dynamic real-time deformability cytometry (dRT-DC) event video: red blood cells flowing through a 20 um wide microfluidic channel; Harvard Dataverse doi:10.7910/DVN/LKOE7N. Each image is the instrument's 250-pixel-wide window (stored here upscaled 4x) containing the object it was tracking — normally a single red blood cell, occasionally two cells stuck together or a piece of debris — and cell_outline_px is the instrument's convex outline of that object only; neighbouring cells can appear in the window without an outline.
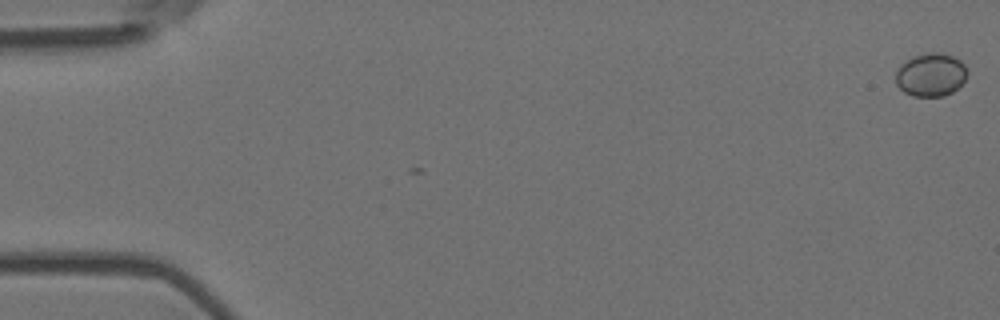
{"species": "Egyptian fruit bat (a non-hibernating species)", "species_latin": "Rousettus aegyptiacus", "temperature_condition": "room temperature", "stored_images_in_passage": 56, "camera_frame_rate_fps": 3000, "um_per_image_px": 0.085, "animal": {"sex": "female"}, "frame": {"image": 1, "passage_image": 1, "time_ms": 0.0, "image_size_px": [1000, 320], "cell_outline_px": [[968, 72], [964, 80], [952, 92], [944, 96], [912, 96], [904, 92], [896, 84], [896, 72], [900, 64], [916, 56], [928, 52], [936, 52], [952, 56], [960, 60], [964, 64]], "centroid_in_image_um": [79.11, 6.36], "position_along_channel_um": 5.9, "area_um2": 17.86}}
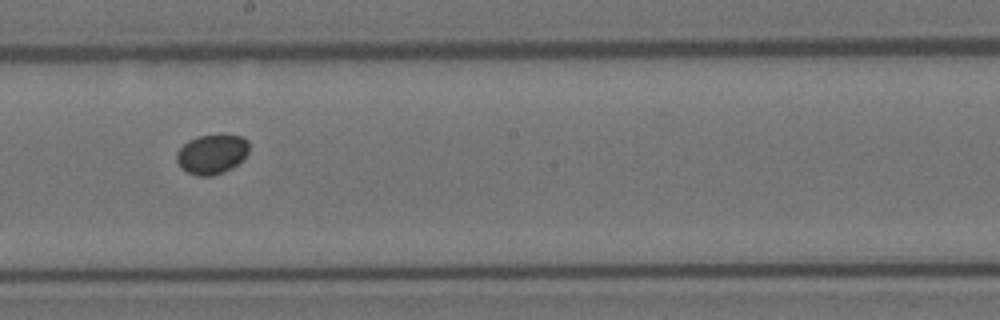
{"frame": {"image": 2, "passage_image": 32, "time_ms": 10.333, "image_size_px": [1000, 320], "cell_outline_px": [[248, 152], [232, 168], [224, 172], [212, 176], [200, 176], [188, 172], [180, 168], [176, 160], [176, 152], [188, 140], [200, 136], [244, 136], [248, 140]], "centroid_in_image_um": [17.98, 13.12], "position_along_channel_um": 230.2, "area_um2": 16.47}}
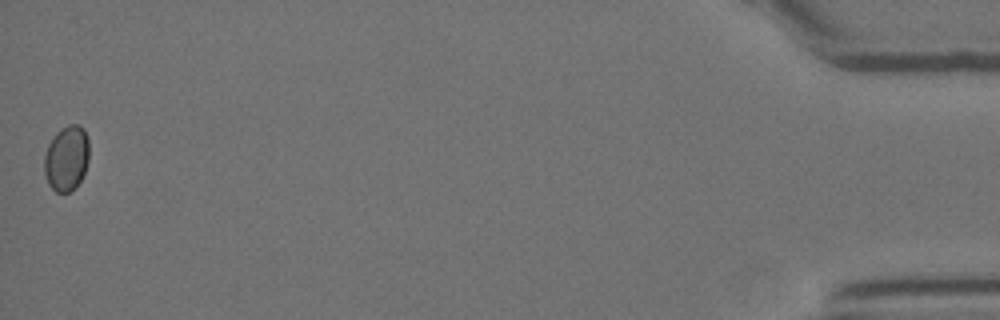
{"frame": {"image": 3, "passage_image": 56, "time_ms": 18.333, "image_size_px": [1000, 320], "cell_outline_px": [[88, 160], [84, 172], [80, 180], [68, 192], [56, 192], [48, 184], [44, 172], [44, 156], [48, 144], [56, 132], [60, 128], [68, 124], [80, 124], [84, 128], [88, 136]], "centroid_in_image_um": [5.64, 13.4], "position_along_channel_um": 429.6, "area_um2": 17.11}, "authors_computed_cell_mechanics": {"area_um2": 16.9065, "velocity_mm_per_s": 3.6634, "shape_relaxation_time_tau1_ms": 0.3418, "shape_relaxation_time_tau2_ms": null, "deformation_change_tau1": 0.0232, "deformation_change_tau2": null}}